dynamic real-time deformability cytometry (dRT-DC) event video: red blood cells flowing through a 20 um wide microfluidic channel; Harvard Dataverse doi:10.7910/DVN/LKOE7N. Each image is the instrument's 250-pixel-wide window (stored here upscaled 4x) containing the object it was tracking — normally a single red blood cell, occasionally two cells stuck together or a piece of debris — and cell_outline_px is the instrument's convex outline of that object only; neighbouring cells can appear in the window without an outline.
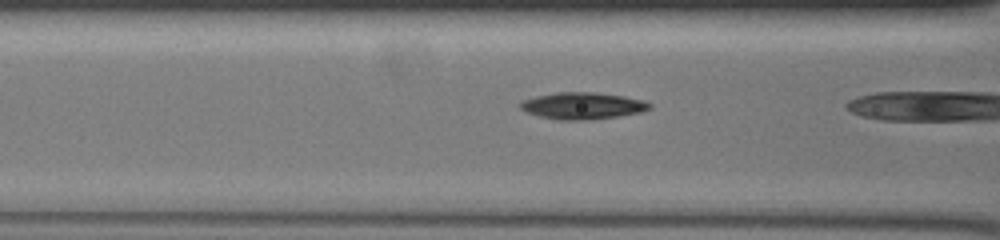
{"species": "common noctule bat (a hibernating species)", "species_latin": "Nyctalus noctula", "temperature_condition": "warm", "stored_images_in_passage": 24, "camera_frame_rate_fps": 3000, "um_per_image_px": 0.085, "animal": {"sex": "female", "body_mass_g": 19.5, "forearm_length_mm": 54.1}, "frame": {"image": 1, "passage_image": 23, "time_ms": 7.333, "image_size_px": [1000, 240], "cell_outline_px": [[652, 108], [640, 112], [616, 116], [588, 120], [556, 120], [540, 116], [528, 112], [520, 108], [520, 104], [524, 100], [536, 96], [556, 92], [596, 92], [624, 96], [644, 100], [652, 104]], "centroid_in_image_um": [49.55, 8.98], "position_along_channel_um": 117.1, "area_um2": 20.11}}